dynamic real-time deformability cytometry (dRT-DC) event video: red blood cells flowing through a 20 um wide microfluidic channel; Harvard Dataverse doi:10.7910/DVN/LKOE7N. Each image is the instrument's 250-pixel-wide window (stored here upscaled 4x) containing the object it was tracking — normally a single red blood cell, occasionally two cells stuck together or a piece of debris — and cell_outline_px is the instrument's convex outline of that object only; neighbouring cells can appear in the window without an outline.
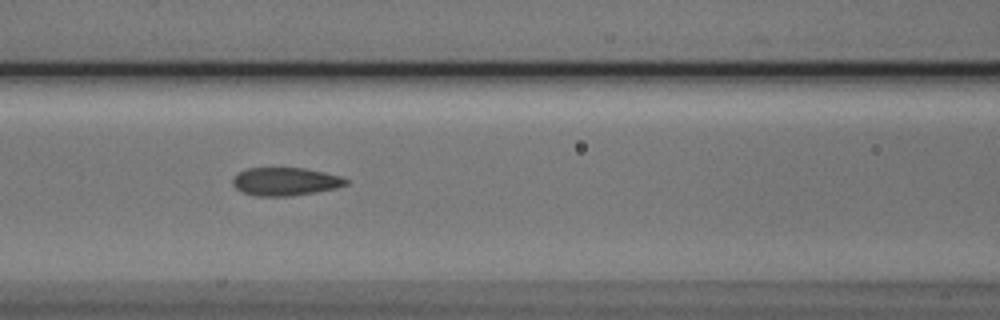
{"species": "Egyptian fruit bat (a non-hibernating species)", "species_latin": "Rousettus aegyptiacus", "temperature_condition": "cold", "stored_images_in_passage": 10, "camera_frame_rate_fps": 3000, "um_per_image_px": 0.085, "animal": {"sex": "male"}, "frame": {"image": 1, "passage_image": 5, "time_ms": 5.667, "image_size_px": [1000, 320], "cell_outline_px": [[348, 184], [336, 188], [316, 192], [292, 196], [256, 196], [244, 192], [236, 188], [232, 184], [232, 180], [240, 172], [248, 168], [304, 168], [324, 172], [340, 176], [348, 180]], "centroid_in_image_um": [24.28, 15.43], "position_along_channel_um": 142.3, "area_um2": 18.44}}
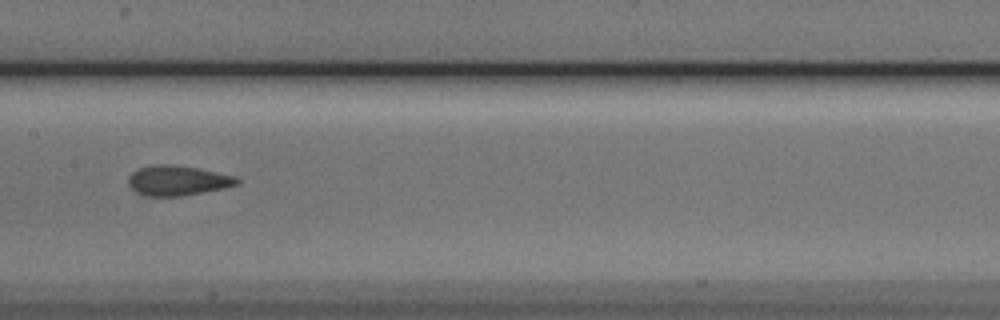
{"frame": {"image": 2, "passage_image": 6, "time_ms": 7.0, "image_size_px": [1000, 320], "cell_outline_px": [[240, 180], [236, 184], [224, 188], [204, 192], [180, 196], [148, 196], [136, 192], [128, 184], [128, 176], [132, 172], [140, 168], [160, 164], [168, 164], [196, 168], [216, 172], [232, 176]], "centroid_in_image_um": [15.05, 15.35], "position_along_channel_um": 192.3, "area_um2": 18.61}}
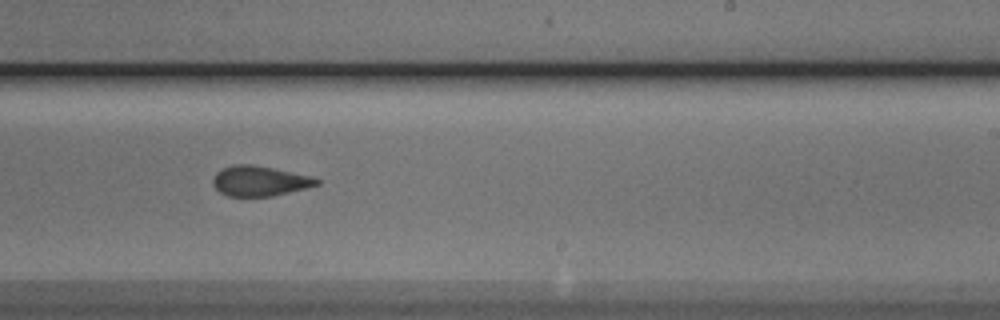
{"frame": {"image": 3, "passage_image": 8, "time_ms": 9.0, "image_size_px": [1000, 320], "cell_outline_px": [[320, 184], [272, 196], [228, 196], [220, 192], [212, 184], [212, 180], [216, 172], [220, 168], [232, 164], [252, 164], [272, 168], [308, 176], [320, 180]], "centroid_in_image_um": [21.99, 15.37], "position_along_channel_um": 267.0, "area_um2": 18.03}}